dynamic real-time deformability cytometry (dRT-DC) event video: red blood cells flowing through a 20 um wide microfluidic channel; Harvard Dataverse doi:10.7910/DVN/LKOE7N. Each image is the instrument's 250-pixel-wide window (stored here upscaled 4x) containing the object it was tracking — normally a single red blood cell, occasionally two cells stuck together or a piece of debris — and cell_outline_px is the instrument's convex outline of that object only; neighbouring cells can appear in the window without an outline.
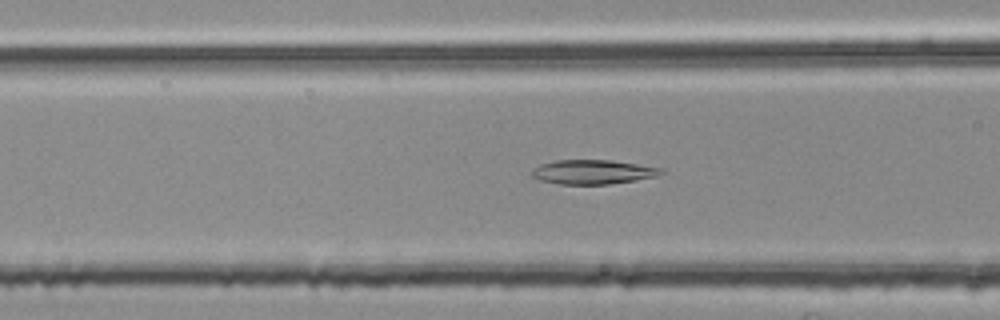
{"species": "common noctule bat (a hibernating species)", "species_latin": "Nyctalus noctula", "temperature_condition": "room temperature", "stored_images_in_passage": 42, "camera_frame_rate_fps": 3000, "um_per_image_px": 0.085, "animal": {"sex": "female", "body_mass_g": 25.1}, "frame": {"image": 1, "passage_image": 8, "time_ms": 2.333, "image_size_px": [1000, 320], "cell_outline_px": [[664, 172], [660, 176], [636, 180], [608, 184], [560, 184], [540, 180], [532, 176], [532, 168], [540, 164], [556, 160], [612, 160], [664, 168]], "centroid_in_image_um": [50.43, 14.61], "position_along_channel_um": 116.2, "area_um2": 18.44}}
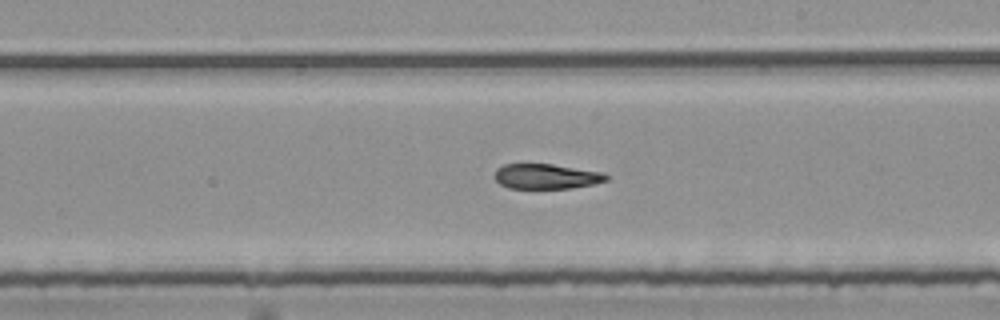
{"frame": {"image": 2, "passage_image": 18, "time_ms": 5.667, "image_size_px": [1000, 320], "cell_outline_px": [[608, 180], [592, 184], [572, 188], [508, 188], [500, 184], [496, 180], [496, 168], [504, 164], [552, 164], [604, 172], [608, 176]], "centroid_in_image_um": [46.45, 14.99], "position_along_channel_um": 242.6, "area_um2": 16.24}}
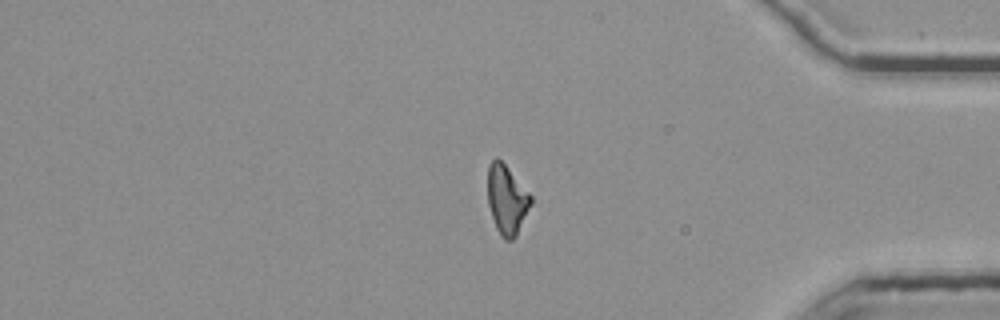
{"frame": {"image": 3, "passage_image": 32, "time_ms": 10.333, "image_size_px": [1000, 320], "cell_outline_px": [[532, 200], [516, 236], [512, 240], [504, 240], [496, 228], [488, 204], [488, 164], [496, 156], [504, 164], [532, 196]], "centroid_in_image_um": [43.06, 16.96], "position_along_channel_um": 392.1, "area_um2": 17.05}}